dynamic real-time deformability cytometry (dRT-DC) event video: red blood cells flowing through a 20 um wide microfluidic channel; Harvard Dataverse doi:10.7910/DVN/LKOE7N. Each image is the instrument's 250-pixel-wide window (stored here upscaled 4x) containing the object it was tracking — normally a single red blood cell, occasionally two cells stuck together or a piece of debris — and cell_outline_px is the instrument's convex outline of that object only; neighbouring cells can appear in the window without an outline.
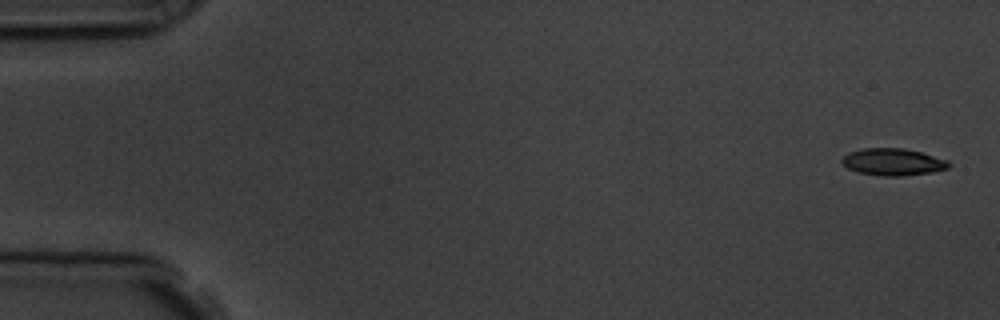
{"species": "common noctule bat (a hibernating species)", "species_latin": "Nyctalus noctula", "temperature_condition": "room temperature", "stored_images_in_passage": 6, "camera_frame_rate_fps": 3000, "um_per_image_px": 0.085, "animal": {"sex": "male", "body_mass_g": 19.5, "forearm_length_mm": 54.6}, "frame": {"image": 1, "passage_image": 1, "time_ms": 0.0, "image_size_px": [1000, 320], "cell_outline_px": [[952, 164], [948, 168], [932, 172], [900, 176], [884, 176], [856, 172], [848, 168], [840, 160], [848, 152], [864, 148], [904, 148], [920, 152], [948, 160]], "centroid_in_image_um": [75.9, 13.76], "position_along_channel_um": 9.1, "area_um2": 16.82}}
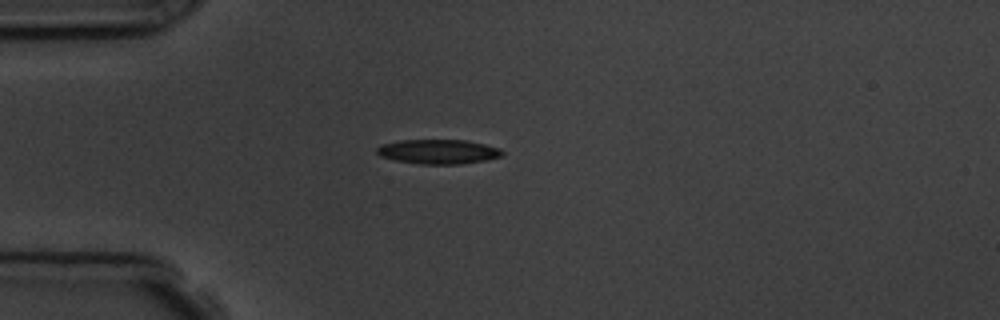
{"frame": {"image": 2, "passage_image": 5, "time_ms": 4.333, "image_size_px": [1000, 320], "cell_outline_px": [[504, 156], [488, 160], [460, 164], [420, 164], [396, 160], [380, 156], [376, 152], [376, 148], [380, 144], [400, 140], [468, 140], [500, 148], [504, 152]], "centroid_in_image_um": [37.28, 12.89], "position_along_channel_um": 47.7, "area_um2": 18.09}}